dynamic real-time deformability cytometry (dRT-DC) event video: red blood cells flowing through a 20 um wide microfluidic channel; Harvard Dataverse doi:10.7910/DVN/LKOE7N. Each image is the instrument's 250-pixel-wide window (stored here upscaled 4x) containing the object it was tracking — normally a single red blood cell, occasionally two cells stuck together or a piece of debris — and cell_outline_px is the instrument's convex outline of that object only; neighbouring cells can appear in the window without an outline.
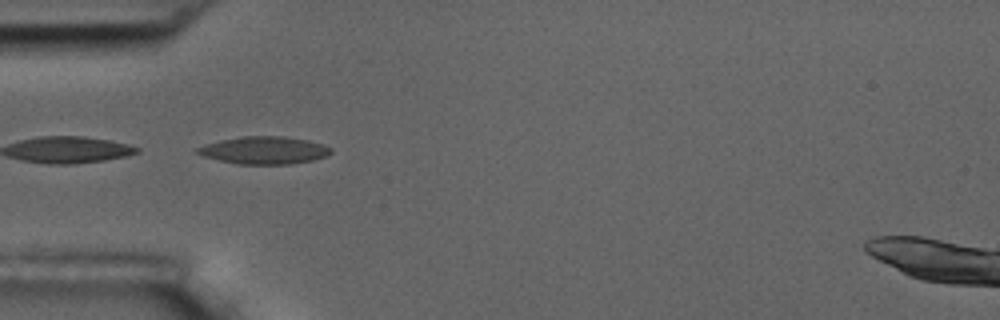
{"species": "common noctule bat (a hibernating species)", "species_latin": "Nyctalus noctula", "temperature_condition": "room temperature", "stored_images_in_passage": 7, "camera_frame_rate_fps": 3000, "um_per_image_px": 0.085, "animal": {"sex": "male", "body_mass_g": 17.5, "forearm_length_mm": 52.3}, "frame": {"image": 1, "passage_image": 6, "time_ms": 6.0, "image_size_px": [1000, 320], "cell_outline_px": [[332, 152], [328, 156], [312, 160], [292, 164], [236, 164], [204, 156], [196, 152], [196, 148], [220, 140], [244, 136], [280, 136], [308, 140], [324, 144], [332, 148]], "centroid_in_image_um": [22.51, 12.77], "position_along_channel_um": 62.5, "area_um2": 21.33}}